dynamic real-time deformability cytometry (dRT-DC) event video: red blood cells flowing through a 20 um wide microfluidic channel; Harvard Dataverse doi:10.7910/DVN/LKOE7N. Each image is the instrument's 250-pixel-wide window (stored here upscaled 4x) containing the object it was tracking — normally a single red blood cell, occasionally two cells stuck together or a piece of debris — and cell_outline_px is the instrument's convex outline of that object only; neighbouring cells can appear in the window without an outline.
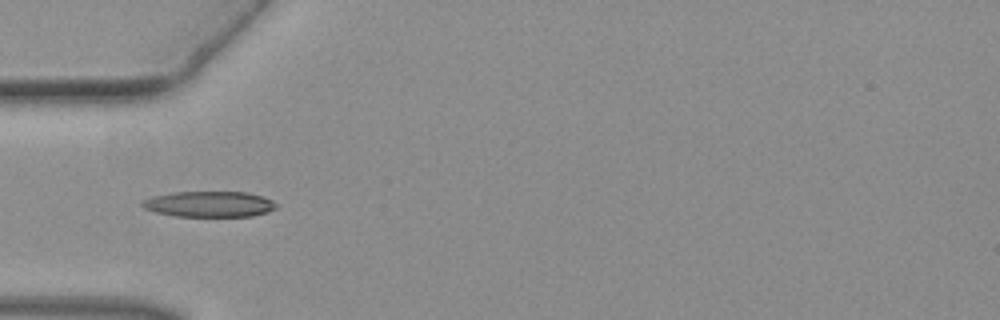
{"species": "common noctule bat (a hibernating species)", "species_latin": "Nyctalus noctula", "temperature_condition": "warm", "stored_images_in_passage": 35, "camera_frame_rate_fps": 3000, "um_per_image_px": 0.085, "animal": {"sex": "female", "body_mass_g": 19.3, "forearm_length_mm": 54.1}, "frame": {"image": 1, "passage_image": 2, "time_ms": 0.333, "image_size_px": [1000, 320], "cell_outline_px": [[276, 208], [268, 212], [252, 216], [176, 216], [156, 212], [144, 208], [140, 204], [140, 200], [152, 196], [172, 192], [244, 192], [264, 196], [272, 200], [276, 204]], "centroid_in_image_um": [17.77, 17.34], "position_along_channel_um": 67.2, "area_um2": 20.17}}
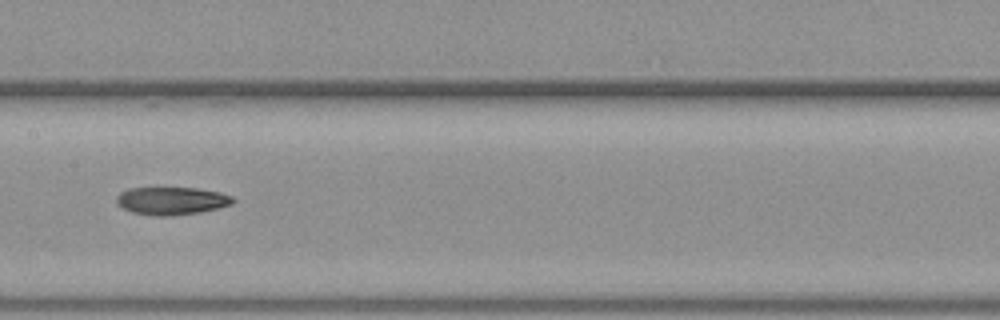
{"frame": {"image": 2, "passage_image": 11, "time_ms": 3.333, "image_size_px": [1000, 320], "cell_outline_px": [[236, 200], [232, 204], [220, 208], [200, 212], [172, 216], [156, 216], [132, 212], [124, 208], [116, 200], [116, 196], [120, 192], [128, 188], [156, 184], [196, 188], [220, 192], [232, 196]], "centroid_in_image_um": [14.57, 17.01], "position_along_channel_um": 192.8, "area_um2": 19.88}}
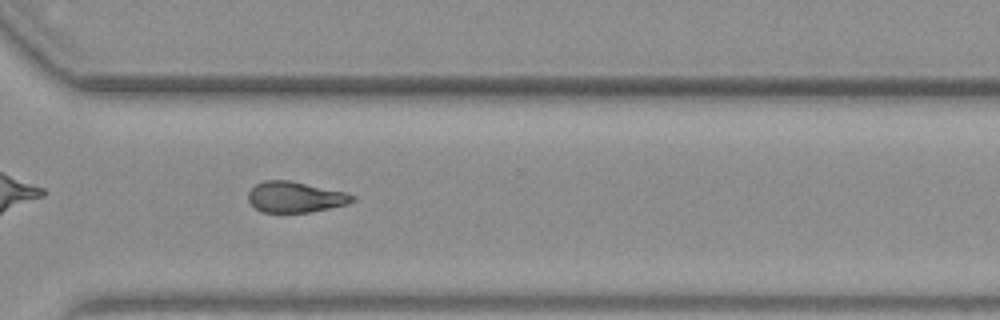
{"frame": {"image": 3, "passage_image": 22, "time_ms": 7.0, "image_size_px": [1000, 320], "cell_outline_px": [[356, 200], [348, 204], [308, 212], [260, 212], [248, 200], [248, 192], [256, 184], [264, 180], [288, 180], [344, 192], [356, 196]], "centroid_in_image_um": [25.08, 16.75], "position_along_channel_um": 345.5, "area_um2": 18.5}}